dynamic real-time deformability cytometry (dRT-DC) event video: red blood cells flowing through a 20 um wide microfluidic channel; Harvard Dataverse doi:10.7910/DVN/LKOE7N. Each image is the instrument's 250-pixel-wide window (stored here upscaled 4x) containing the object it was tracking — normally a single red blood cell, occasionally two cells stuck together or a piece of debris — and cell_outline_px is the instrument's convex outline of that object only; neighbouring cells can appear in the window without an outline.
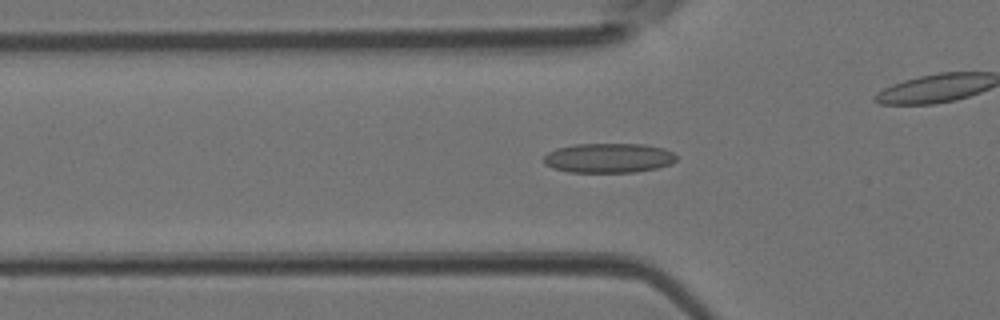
{"species": "Egyptian fruit bat (a non-hibernating species)", "species_latin": "Rousettus aegyptiacus", "temperature_condition": "room temperature", "stored_images_in_passage": 46, "camera_frame_rate_fps": 3000, "um_per_image_px": 0.085, "animal": {"sex": "female"}, "frame": {"image": 1, "passage_image": 15, "time_ms": 4.667, "image_size_px": [1000, 320], "cell_outline_px": [[676, 160], [672, 164], [656, 168], [636, 172], [568, 172], [552, 168], [544, 164], [544, 156], [548, 152], [556, 148], [576, 144], [644, 144], [664, 148], [672, 152], [676, 156]], "centroid_in_image_um": [51.72, 13.43], "position_along_channel_um": 74.1, "area_um2": 23.0}}
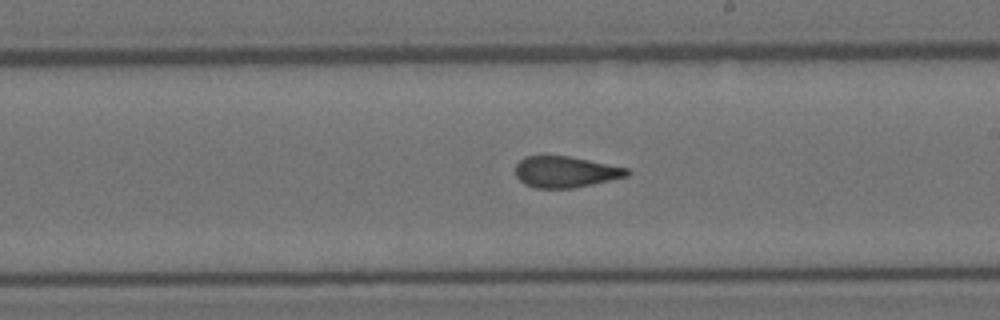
{"frame": {"image": 2, "passage_image": 26, "time_ms": 8.333, "image_size_px": [1000, 320], "cell_outline_px": [[632, 172], [628, 176], [592, 184], [572, 188], [536, 188], [524, 184], [516, 176], [516, 164], [524, 156], [568, 156], [628, 168]], "centroid_in_image_um": [48.06, 14.61], "position_along_channel_um": 240.9, "area_um2": 20.17}}
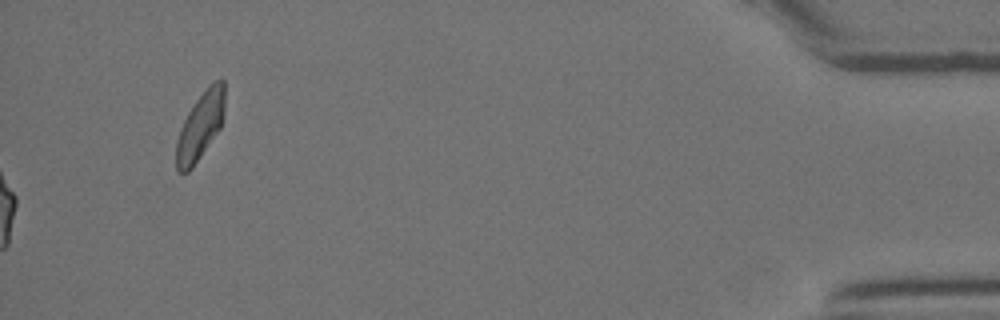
{"frame": {"image": 3, "passage_image": 46, "time_ms": 15.0, "image_size_px": [1000, 320], "cell_outline_px": [[224, 112], [220, 128], [192, 168], [188, 172], [176, 172], [176, 140], [180, 128], [188, 112], [204, 88], [208, 84], [216, 80], [224, 80]], "centroid_in_image_um": [17.01, 10.7], "position_along_channel_um": 418.2, "area_um2": 19.02}}